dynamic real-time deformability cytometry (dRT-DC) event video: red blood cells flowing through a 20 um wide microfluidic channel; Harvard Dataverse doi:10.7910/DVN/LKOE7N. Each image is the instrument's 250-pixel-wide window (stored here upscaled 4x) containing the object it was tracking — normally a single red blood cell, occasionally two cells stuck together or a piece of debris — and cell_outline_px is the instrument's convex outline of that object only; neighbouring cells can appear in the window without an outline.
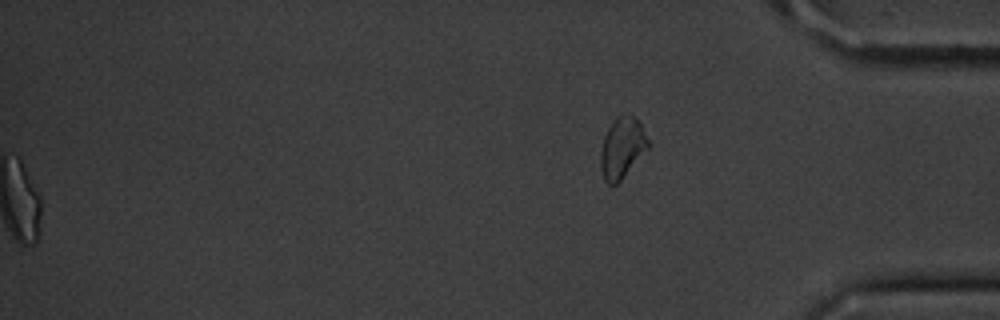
{"species": "common noctule bat (a hibernating species)", "species_latin": "Nyctalus noctula", "temperature_condition": "cold", "stored_images_in_passage": 55, "segment_of_instrument_passage": [2, 2], "camera_frame_rate_fps": 3000, "um_per_image_px": 0.085, "animal": {"sex": "male", "body_mass_g": 20.1, "forearm_length_mm": 53.5}, "frame": {"image": 1, "passage_image": 55, "time_ms": 18.0, "image_size_px": [1000, 320], "cell_outline_px": [[652, 144], [620, 180], [616, 184], [608, 184], [604, 180], [600, 168], [600, 152], [604, 136], [608, 128], [616, 116], [624, 112], [628, 112], [636, 116]], "centroid_in_image_um": [52.89, 12.5], "position_along_channel_um": 382.3, "area_um2": 17.17}}